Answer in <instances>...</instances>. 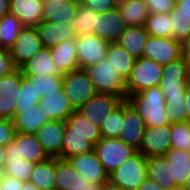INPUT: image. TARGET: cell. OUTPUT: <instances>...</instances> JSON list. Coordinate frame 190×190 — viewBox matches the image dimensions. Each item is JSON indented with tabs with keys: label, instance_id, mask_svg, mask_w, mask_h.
<instances>
[{
	"label": "cell",
	"instance_id": "cell-47",
	"mask_svg": "<svg viewBox=\"0 0 190 190\" xmlns=\"http://www.w3.org/2000/svg\"><path fill=\"white\" fill-rule=\"evenodd\" d=\"M16 69L9 49L0 47V77L10 74Z\"/></svg>",
	"mask_w": 190,
	"mask_h": 190
},
{
	"label": "cell",
	"instance_id": "cell-48",
	"mask_svg": "<svg viewBox=\"0 0 190 190\" xmlns=\"http://www.w3.org/2000/svg\"><path fill=\"white\" fill-rule=\"evenodd\" d=\"M80 4L88 7L96 13H104L114 9L112 0H78Z\"/></svg>",
	"mask_w": 190,
	"mask_h": 190
},
{
	"label": "cell",
	"instance_id": "cell-36",
	"mask_svg": "<svg viewBox=\"0 0 190 190\" xmlns=\"http://www.w3.org/2000/svg\"><path fill=\"white\" fill-rule=\"evenodd\" d=\"M94 150V145L85 136L64 133L62 141V159L75 155L86 154Z\"/></svg>",
	"mask_w": 190,
	"mask_h": 190
},
{
	"label": "cell",
	"instance_id": "cell-46",
	"mask_svg": "<svg viewBox=\"0 0 190 190\" xmlns=\"http://www.w3.org/2000/svg\"><path fill=\"white\" fill-rule=\"evenodd\" d=\"M13 119H0V146L6 147L15 135Z\"/></svg>",
	"mask_w": 190,
	"mask_h": 190
},
{
	"label": "cell",
	"instance_id": "cell-34",
	"mask_svg": "<svg viewBox=\"0 0 190 190\" xmlns=\"http://www.w3.org/2000/svg\"><path fill=\"white\" fill-rule=\"evenodd\" d=\"M97 17H99V13L80 4L77 15L71 22V25L75 28L77 37L93 34L95 29H97Z\"/></svg>",
	"mask_w": 190,
	"mask_h": 190
},
{
	"label": "cell",
	"instance_id": "cell-58",
	"mask_svg": "<svg viewBox=\"0 0 190 190\" xmlns=\"http://www.w3.org/2000/svg\"><path fill=\"white\" fill-rule=\"evenodd\" d=\"M22 190H40V189L30 181H25Z\"/></svg>",
	"mask_w": 190,
	"mask_h": 190
},
{
	"label": "cell",
	"instance_id": "cell-13",
	"mask_svg": "<svg viewBox=\"0 0 190 190\" xmlns=\"http://www.w3.org/2000/svg\"><path fill=\"white\" fill-rule=\"evenodd\" d=\"M171 124L146 126L139 152L145 157L161 156L171 149Z\"/></svg>",
	"mask_w": 190,
	"mask_h": 190
},
{
	"label": "cell",
	"instance_id": "cell-26",
	"mask_svg": "<svg viewBox=\"0 0 190 190\" xmlns=\"http://www.w3.org/2000/svg\"><path fill=\"white\" fill-rule=\"evenodd\" d=\"M147 177L155 181L164 190L176 186L172 166L164 155L148 157Z\"/></svg>",
	"mask_w": 190,
	"mask_h": 190
},
{
	"label": "cell",
	"instance_id": "cell-8",
	"mask_svg": "<svg viewBox=\"0 0 190 190\" xmlns=\"http://www.w3.org/2000/svg\"><path fill=\"white\" fill-rule=\"evenodd\" d=\"M123 101L115 94L97 92L76 111L100 128L102 121Z\"/></svg>",
	"mask_w": 190,
	"mask_h": 190
},
{
	"label": "cell",
	"instance_id": "cell-57",
	"mask_svg": "<svg viewBox=\"0 0 190 190\" xmlns=\"http://www.w3.org/2000/svg\"><path fill=\"white\" fill-rule=\"evenodd\" d=\"M101 190H123V189L108 180L101 186Z\"/></svg>",
	"mask_w": 190,
	"mask_h": 190
},
{
	"label": "cell",
	"instance_id": "cell-41",
	"mask_svg": "<svg viewBox=\"0 0 190 190\" xmlns=\"http://www.w3.org/2000/svg\"><path fill=\"white\" fill-rule=\"evenodd\" d=\"M6 165L3 174L22 181H29L36 163L20 159H5Z\"/></svg>",
	"mask_w": 190,
	"mask_h": 190
},
{
	"label": "cell",
	"instance_id": "cell-38",
	"mask_svg": "<svg viewBox=\"0 0 190 190\" xmlns=\"http://www.w3.org/2000/svg\"><path fill=\"white\" fill-rule=\"evenodd\" d=\"M124 122V101L116 107L103 121L100 127L101 136L119 138Z\"/></svg>",
	"mask_w": 190,
	"mask_h": 190
},
{
	"label": "cell",
	"instance_id": "cell-33",
	"mask_svg": "<svg viewBox=\"0 0 190 190\" xmlns=\"http://www.w3.org/2000/svg\"><path fill=\"white\" fill-rule=\"evenodd\" d=\"M189 81L161 79L160 90L164 93L166 104L171 107H185L186 85Z\"/></svg>",
	"mask_w": 190,
	"mask_h": 190
},
{
	"label": "cell",
	"instance_id": "cell-7",
	"mask_svg": "<svg viewBox=\"0 0 190 190\" xmlns=\"http://www.w3.org/2000/svg\"><path fill=\"white\" fill-rule=\"evenodd\" d=\"M62 89L75 110L97 93L90 77L81 68L63 75Z\"/></svg>",
	"mask_w": 190,
	"mask_h": 190
},
{
	"label": "cell",
	"instance_id": "cell-23",
	"mask_svg": "<svg viewBox=\"0 0 190 190\" xmlns=\"http://www.w3.org/2000/svg\"><path fill=\"white\" fill-rule=\"evenodd\" d=\"M39 105L51 120L65 121L75 111L63 89L40 98Z\"/></svg>",
	"mask_w": 190,
	"mask_h": 190
},
{
	"label": "cell",
	"instance_id": "cell-10",
	"mask_svg": "<svg viewBox=\"0 0 190 190\" xmlns=\"http://www.w3.org/2000/svg\"><path fill=\"white\" fill-rule=\"evenodd\" d=\"M43 48L36 27L24 26L9 48L14 64L20 68Z\"/></svg>",
	"mask_w": 190,
	"mask_h": 190
},
{
	"label": "cell",
	"instance_id": "cell-31",
	"mask_svg": "<svg viewBox=\"0 0 190 190\" xmlns=\"http://www.w3.org/2000/svg\"><path fill=\"white\" fill-rule=\"evenodd\" d=\"M164 156L172 166L176 186H183L190 174V151L171 148Z\"/></svg>",
	"mask_w": 190,
	"mask_h": 190
},
{
	"label": "cell",
	"instance_id": "cell-15",
	"mask_svg": "<svg viewBox=\"0 0 190 190\" xmlns=\"http://www.w3.org/2000/svg\"><path fill=\"white\" fill-rule=\"evenodd\" d=\"M70 165L86 180L101 186L109 180L95 150L86 154L75 155L66 159Z\"/></svg>",
	"mask_w": 190,
	"mask_h": 190
},
{
	"label": "cell",
	"instance_id": "cell-44",
	"mask_svg": "<svg viewBox=\"0 0 190 190\" xmlns=\"http://www.w3.org/2000/svg\"><path fill=\"white\" fill-rule=\"evenodd\" d=\"M172 37L182 42L190 36V19L185 15H170Z\"/></svg>",
	"mask_w": 190,
	"mask_h": 190
},
{
	"label": "cell",
	"instance_id": "cell-61",
	"mask_svg": "<svg viewBox=\"0 0 190 190\" xmlns=\"http://www.w3.org/2000/svg\"><path fill=\"white\" fill-rule=\"evenodd\" d=\"M169 190H186V189L184 188V186L177 185L170 188Z\"/></svg>",
	"mask_w": 190,
	"mask_h": 190
},
{
	"label": "cell",
	"instance_id": "cell-21",
	"mask_svg": "<svg viewBox=\"0 0 190 190\" xmlns=\"http://www.w3.org/2000/svg\"><path fill=\"white\" fill-rule=\"evenodd\" d=\"M25 77L63 76L53 61L49 48L43 47L34 57L20 67Z\"/></svg>",
	"mask_w": 190,
	"mask_h": 190
},
{
	"label": "cell",
	"instance_id": "cell-45",
	"mask_svg": "<svg viewBox=\"0 0 190 190\" xmlns=\"http://www.w3.org/2000/svg\"><path fill=\"white\" fill-rule=\"evenodd\" d=\"M149 14L170 13L176 6V0H143Z\"/></svg>",
	"mask_w": 190,
	"mask_h": 190
},
{
	"label": "cell",
	"instance_id": "cell-2",
	"mask_svg": "<svg viewBox=\"0 0 190 190\" xmlns=\"http://www.w3.org/2000/svg\"><path fill=\"white\" fill-rule=\"evenodd\" d=\"M84 70L97 92L115 94L126 100V81L106 58L84 68Z\"/></svg>",
	"mask_w": 190,
	"mask_h": 190
},
{
	"label": "cell",
	"instance_id": "cell-49",
	"mask_svg": "<svg viewBox=\"0 0 190 190\" xmlns=\"http://www.w3.org/2000/svg\"><path fill=\"white\" fill-rule=\"evenodd\" d=\"M166 111L170 124L183 123L188 121L187 111L185 107H171L166 105Z\"/></svg>",
	"mask_w": 190,
	"mask_h": 190
},
{
	"label": "cell",
	"instance_id": "cell-1",
	"mask_svg": "<svg viewBox=\"0 0 190 190\" xmlns=\"http://www.w3.org/2000/svg\"><path fill=\"white\" fill-rule=\"evenodd\" d=\"M127 100L139 113L146 126L170 124L166 111V99L159 86L150 87L142 92L130 95Z\"/></svg>",
	"mask_w": 190,
	"mask_h": 190
},
{
	"label": "cell",
	"instance_id": "cell-54",
	"mask_svg": "<svg viewBox=\"0 0 190 190\" xmlns=\"http://www.w3.org/2000/svg\"><path fill=\"white\" fill-rule=\"evenodd\" d=\"M10 13V0H0V19Z\"/></svg>",
	"mask_w": 190,
	"mask_h": 190
},
{
	"label": "cell",
	"instance_id": "cell-16",
	"mask_svg": "<svg viewBox=\"0 0 190 190\" xmlns=\"http://www.w3.org/2000/svg\"><path fill=\"white\" fill-rule=\"evenodd\" d=\"M65 121L51 120L43 124L35 135L50 158L62 159V141Z\"/></svg>",
	"mask_w": 190,
	"mask_h": 190
},
{
	"label": "cell",
	"instance_id": "cell-9",
	"mask_svg": "<svg viewBox=\"0 0 190 190\" xmlns=\"http://www.w3.org/2000/svg\"><path fill=\"white\" fill-rule=\"evenodd\" d=\"M23 77L20 68L0 77V119L14 118Z\"/></svg>",
	"mask_w": 190,
	"mask_h": 190
},
{
	"label": "cell",
	"instance_id": "cell-42",
	"mask_svg": "<svg viewBox=\"0 0 190 190\" xmlns=\"http://www.w3.org/2000/svg\"><path fill=\"white\" fill-rule=\"evenodd\" d=\"M171 148L190 151V122L171 124Z\"/></svg>",
	"mask_w": 190,
	"mask_h": 190
},
{
	"label": "cell",
	"instance_id": "cell-51",
	"mask_svg": "<svg viewBox=\"0 0 190 190\" xmlns=\"http://www.w3.org/2000/svg\"><path fill=\"white\" fill-rule=\"evenodd\" d=\"M169 15H185L190 19V0H176V6Z\"/></svg>",
	"mask_w": 190,
	"mask_h": 190
},
{
	"label": "cell",
	"instance_id": "cell-30",
	"mask_svg": "<svg viewBox=\"0 0 190 190\" xmlns=\"http://www.w3.org/2000/svg\"><path fill=\"white\" fill-rule=\"evenodd\" d=\"M56 158L36 163L29 181L40 190H55Z\"/></svg>",
	"mask_w": 190,
	"mask_h": 190
},
{
	"label": "cell",
	"instance_id": "cell-24",
	"mask_svg": "<svg viewBox=\"0 0 190 190\" xmlns=\"http://www.w3.org/2000/svg\"><path fill=\"white\" fill-rule=\"evenodd\" d=\"M51 121L48 114H45L39 104L15 113L13 123L16 132L35 133L43 124Z\"/></svg>",
	"mask_w": 190,
	"mask_h": 190
},
{
	"label": "cell",
	"instance_id": "cell-53",
	"mask_svg": "<svg viewBox=\"0 0 190 190\" xmlns=\"http://www.w3.org/2000/svg\"><path fill=\"white\" fill-rule=\"evenodd\" d=\"M137 190H164V189L161 188L155 181L147 177Z\"/></svg>",
	"mask_w": 190,
	"mask_h": 190
},
{
	"label": "cell",
	"instance_id": "cell-35",
	"mask_svg": "<svg viewBox=\"0 0 190 190\" xmlns=\"http://www.w3.org/2000/svg\"><path fill=\"white\" fill-rule=\"evenodd\" d=\"M24 26L13 14L8 13L0 19V47L9 49Z\"/></svg>",
	"mask_w": 190,
	"mask_h": 190
},
{
	"label": "cell",
	"instance_id": "cell-4",
	"mask_svg": "<svg viewBox=\"0 0 190 190\" xmlns=\"http://www.w3.org/2000/svg\"><path fill=\"white\" fill-rule=\"evenodd\" d=\"M147 160L137 151L109 175V181L123 190H137L147 178Z\"/></svg>",
	"mask_w": 190,
	"mask_h": 190
},
{
	"label": "cell",
	"instance_id": "cell-60",
	"mask_svg": "<svg viewBox=\"0 0 190 190\" xmlns=\"http://www.w3.org/2000/svg\"><path fill=\"white\" fill-rule=\"evenodd\" d=\"M183 186L186 190H190V174H189L188 178L186 179V182Z\"/></svg>",
	"mask_w": 190,
	"mask_h": 190
},
{
	"label": "cell",
	"instance_id": "cell-25",
	"mask_svg": "<svg viewBox=\"0 0 190 190\" xmlns=\"http://www.w3.org/2000/svg\"><path fill=\"white\" fill-rule=\"evenodd\" d=\"M85 136L94 146L102 138L100 128L76 110L65 119V132Z\"/></svg>",
	"mask_w": 190,
	"mask_h": 190
},
{
	"label": "cell",
	"instance_id": "cell-17",
	"mask_svg": "<svg viewBox=\"0 0 190 190\" xmlns=\"http://www.w3.org/2000/svg\"><path fill=\"white\" fill-rule=\"evenodd\" d=\"M146 124L137 110L128 101L124 100V122L119 139L139 150Z\"/></svg>",
	"mask_w": 190,
	"mask_h": 190
},
{
	"label": "cell",
	"instance_id": "cell-37",
	"mask_svg": "<svg viewBox=\"0 0 190 190\" xmlns=\"http://www.w3.org/2000/svg\"><path fill=\"white\" fill-rule=\"evenodd\" d=\"M144 26L149 36L159 38L172 37V25L169 13L149 14Z\"/></svg>",
	"mask_w": 190,
	"mask_h": 190
},
{
	"label": "cell",
	"instance_id": "cell-40",
	"mask_svg": "<svg viewBox=\"0 0 190 190\" xmlns=\"http://www.w3.org/2000/svg\"><path fill=\"white\" fill-rule=\"evenodd\" d=\"M34 85L36 93L45 97L47 94L58 92L62 89L63 76L44 75L36 77H27Z\"/></svg>",
	"mask_w": 190,
	"mask_h": 190
},
{
	"label": "cell",
	"instance_id": "cell-6",
	"mask_svg": "<svg viewBox=\"0 0 190 190\" xmlns=\"http://www.w3.org/2000/svg\"><path fill=\"white\" fill-rule=\"evenodd\" d=\"M5 159H24L41 163L50 157L38 141L35 133L16 132L13 141L5 147Z\"/></svg>",
	"mask_w": 190,
	"mask_h": 190
},
{
	"label": "cell",
	"instance_id": "cell-11",
	"mask_svg": "<svg viewBox=\"0 0 190 190\" xmlns=\"http://www.w3.org/2000/svg\"><path fill=\"white\" fill-rule=\"evenodd\" d=\"M142 57L152 59L164 66L182 57L181 42L173 37L159 38L149 36Z\"/></svg>",
	"mask_w": 190,
	"mask_h": 190
},
{
	"label": "cell",
	"instance_id": "cell-62",
	"mask_svg": "<svg viewBox=\"0 0 190 190\" xmlns=\"http://www.w3.org/2000/svg\"><path fill=\"white\" fill-rule=\"evenodd\" d=\"M0 190H2V174H0Z\"/></svg>",
	"mask_w": 190,
	"mask_h": 190
},
{
	"label": "cell",
	"instance_id": "cell-55",
	"mask_svg": "<svg viewBox=\"0 0 190 190\" xmlns=\"http://www.w3.org/2000/svg\"><path fill=\"white\" fill-rule=\"evenodd\" d=\"M185 108L187 111L188 121L190 122V81L186 85Z\"/></svg>",
	"mask_w": 190,
	"mask_h": 190
},
{
	"label": "cell",
	"instance_id": "cell-29",
	"mask_svg": "<svg viewBox=\"0 0 190 190\" xmlns=\"http://www.w3.org/2000/svg\"><path fill=\"white\" fill-rule=\"evenodd\" d=\"M106 59L114 66L116 72L127 81L136 59L117 42H109Z\"/></svg>",
	"mask_w": 190,
	"mask_h": 190
},
{
	"label": "cell",
	"instance_id": "cell-43",
	"mask_svg": "<svg viewBox=\"0 0 190 190\" xmlns=\"http://www.w3.org/2000/svg\"><path fill=\"white\" fill-rule=\"evenodd\" d=\"M162 79H172L178 81H190V67L188 63L180 57L163 66Z\"/></svg>",
	"mask_w": 190,
	"mask_h": 190
},
{
	"label": "cell",
	"instance_id": "cell-3",
	"mask_svg": "<svg viewBox=\"0 0 190 190\" xmlns=\"http://www.w3.org/2000/svg\"><path fill=\"white\" fill-rule=\"evenodd\" d=\"M162 75L163 66L154 60L144 57L136 59L130 77L126 81V100L132 94L158 86Z\"/></svg>",
	"mask_w": 190,
	"mask_h": 190
},
{
	"label": "cell",
	"instance_id": "cell-52",
	"mask_svg": "<svg viewBox=\"0 0 190 190\" xmlns=\"http://www.w3.org/2000/svg\"><path fill=\"white\" fill-rule=\"evenodd\" d=\"M181 56L190 67V36L181 42Z\"/></svg>",
	"mask_w": 190,
	"mask_h": 190
},
{
	"label": "cell",
	"instance_id": "cell-28",
	"mask_svg": "<svg viewBox=\"0 0 190 190\" xmlns=\"http://www.w3.org/2000/svg\"><path fill=\"white\" fill-rule=\"evenodd\" d=\"M149 34L145 26L127 27L120 35L117 43L121 45L135 59L142 57Z\"/></svg>",
	"mask_w": 190,
	"mask_h": 190
},
{
	"label": "cell",
	"instance_id": "cell-20",
	"mask_svg": "<svg viewBox=\"0 0 190 190\" xmlns=\"http://www.w3.org/2000/svg\"><path fill=\"white\" fill-rule=\"evenodd\" d=\"M43 6L42 0H10V13L23 26L36 27L43 21Z\"/></svg>",
	"mask_w": 190,
	"mask_h": 190
},
{
	"label": "cell",
	"instance_id": "cell-27",
	"mask_svg": "<svg viewBox=\"0 0 190 190\" xmlns=\"http://www.w3.org/2000/svg\"><path fill=\"white\" fill-rule=\"evenodd\" d=\"M49 49L54 63L63 75L79 69V64L77 61L78 50L75 46V39L66 40L65 42Z\"/></svg>",
	"mask_w": 190,
	"mask_h": 190
},
{
	"label": "cell",
	"instance_id": "cell-50",
	"mask_svg": "<svg viewBox=\"0 0 190 190\" xmlns=\"http://www.w3.org/2000/svg\"><path fill=\"white\" fill-rule=\"evenodd\" d=\"M24 181L2 173V190H22Z\"/></svg>",
	"mask_w": 190,
	"mask_h": 190
},
{
	"label": "cell",
	"instance_id": "cell-5",
	"mask_svg": "<svg viewBox=\"0 0 190 190\" xmlns=\"http://www.w3.org/2000/svg\"><path fill=\"white\" fill-rule=\"evenodd\" d=\"M99 161L108 175L113 173L124 161L138 150L119 138L102 137L94 146Z\"/></svg>",
	"mask_w": 190,
	"mask_h": 190
},
{
	"label": "cell",
	"instance_id": "cell-14",
	"mask_svg": "<svg viewBox=\"0 0 190 190\" xmlns=\"http://www.w3.org/2000/svg\"><path fill=\"white\" fill-rule=\"evenodd\" d=\"M55 190H101V185L83 178L67 160L56 158Z\"/></svg>",
	"mask_w": 190,
	"mask_h": 190
},
{
	"label": "cell",
	"instance_id": "cell-12",
	"mask_svg": "<svg viewBox=\"0 0 190 190\" xmlns=\"http://www.w3.org/2000/svg\"><path fill=\"white\" fill-rule=\"evenodd\" d=\"M108 44L105 39L95 35H81L75 39L79 68L84 69L106 58Z\"/></svg>",
	"mask_w": 190,
	"mask_h": 190
},
{
	"label": "cell",
	"instance_id": "cell-32",
	"mask_svg": "<svg viewBox=\"0 0 190 190\" xmlns=\"http://www.w3.org/2000/svg\"><path fill=\"white\" fill-rule=\"evenodd\" d=\"M118 10L127 27L144 26L149 11L143 0H129Z\"/></svg>",
	"mask_w": 190,
	"mask_h": 190
},
{
	"label": "cell",
	"instance_id": "cell-59",
	"mask_svg": "<svg viewBox=\"0 0 190 190\" xmlns=\"http://www.w3.org/2000/svg\"><path fill=\"white\" fill-rule=\"evenodd\" d=\"M127 1L129 0H112L115 8H119L120 6L124 5Z\"/></svg>",
	"mask_w": 190,
	"mask_h": 190
},
{
	"label": "cell",
	"instance_id": "cell-56",
	"mask_svg": "<svg viewBox=\"0 0 190 190\" xmlns=\"http://www.w3.org/2000/svg\"><path fill=\"white\" fill-rule=\"evenodd\" d=\"M5 147L0 146V174L4 172L6 160H5Z\"/></svg>",
	"mask_w": 190,
	"mask_h": 190
},
{
	"label": "cell",
	"instance_id": "cell-63",
	"mask_svg": "<svg viewBox=\"0 0 190 190\" xmlns=\"http://www.w3.org/2000/svg\"><path fill=\"white\" fill-rule=\"evenodd\" d=\"M43 2H46V1H54V2H60V1H62V0H42Z\"/></svg>",
	"mask_w": 190,
	"mask_h": 190
},
{
	"label": "cell",
	"instance_id": "cell-18",
	"mask_svg": "<svg viewBox=\"0 0 190 190\" xmlns=\"http://www.w3.org/2000/svg\"><path fill=\"white\" fill-rule=\"evenodd\" d=\"M43 47L51 48L69 39H77L71 24L42 21L36 26Z\"/></svg>",
	"mask_w": 190,
	"mask_h": 190
},
{
	"label": "cell",
	"instance_id": "cell-39",
	"mask_svg": "<svg viewBox=\"0 0 190 190\" xmlns=\"http://www.w3.org/2000/svg\"><path fill=\"white\" fill-rule=\"evenodd\" d=\"M40 98L39 93H36L34 89V85L24 76L20 86L18 101L15 106V113H21L23 110L30 109V107L39 104Z\"/></svg>",
	"mask_w": 190,
	"mask_h": 190
},
{
	"label": "cell",
	"instance_id": "cell-22",
	"mask_svg": "<svg viewBox=\"0 0 190 190\" xmlns=\"http://www.w3.org/2000/svg\"><path fill=\"white\" fill-rule=\"evenodd\" d=\"M78 0L46 1L43 6V21L71 24L79 10Z\"/></svg>",
	"mask_w": 190,
	"mask_h": 190
},
{
	"label": "cell",
	"instance_id": "cell-19",
	"mask_svg": "<svg viewBox=\"0 0 190 190\" xmlns=\"http://www.w3.org/2000/svg\"><path fill=\"white\" fill-rule=\"evenodd\" d=\"M127 25L124 23L118 8L99 14L97 29L93 34L105 39L107 42H117L124 33Z\"/></svg>",
	"mask_w": 190,
	"mask_h": 190
}]
</instances>
